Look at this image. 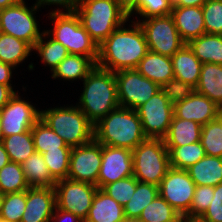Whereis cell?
I'll use <instances>...</instances> for the list:
<instances>
[{
	"label": "cell",
	"instance_id": "5bb4252c",
	"mask_svg": "<svg viewBox=\"0 0 222 222\" xmlns=\"http://www.w3.org/2000/svg\"><path fill=\"white\" fill-rule=\"evenodd\" d=\"M195 187L187 170L170 167L158 186V192L183 217L190 210Z\"/></svg>",
	"mask_w": 222,
	"mask_h": 222
},
{
	"label": "cell",
	"instance_id": "f546056e",
	"mask_svg": "<svg viewBox=\"0 0 222 222\" xmlns=\"http://www.w3.org/2000/svg\"><path fill=\"white\" fill-rule=\"evenodd\" d=\"M2 144L10 161L22 164L35 152L31 130L3 137Z\"/></svg>",
	"mask_w": 222,
	"mask_h": 222
},
{
	"label": "cell",
	"instance_id": "44dd1931",
	"mask_svg": "<svg viewBox=\"0 0 222 222\" xmlns=\"http://www.w3.org/2000/svg\"><path fill=\"white\" fill-rule=\"evenodd\" d=\"M182 40L187 44L190 40L205 34V20L202 7L173 6L170 13Z\"/></svg>",
	"mask_w": 222,
	"mask_h": 222
},
{
	"label": "cell",
	"instance_id": "ab89813d",
	"mask_svg": "<svg viewBox=\"0 0 222 222\" xmlns=\"http://www.w3.org/2000/svg\"><path fill=\"white\" fill-rule=\"evenodd\" d=\"M137 182L138 180L134 176H129L104 185L101 190L124 207L132 198L136 190Z\"/></svg>",
	"mask_w": 222,
	"mask_h": 222
},
{
	"label": "cell",
	"instance_id": "ffe728a7",
	"mask_svg": "<svg viewBox=\"0 0 222 222\" xmlns=\"http://www.w3.org/2000/svg\"><path fill=\"white\" fill-rule=\"evenodd\" d=\"M136 70L161 88L174 90L173 65L169 56L148 51L139 62Z\"/></svg>",
	"mask_w": 222,
	"mask_h": 222
},
{
	"label": "cell",
	"instance_id": "7bdbcfd3",
	"mask_svg": "<svg viewBox=\"0 0 222 222\" xmlns=\"http://www.w3.org/2000/svg\"><path fill=\"white\" fill-rule=\"evenodd\" d=\"M172 0H139L138 7L134 10L136 13L148 19L169 15L172 11Z\"/></svg>",
	"mask_w": 222,
	"mask_h": 222
},
{
	"label": "cell",
	"instance_id": "e575fe53",
	"mask_svg": "<svg viewBox=\"0 0 222 222\" xmlns=\"http://www.w3.org/2000/svg\"><path fill=\"white\" fill-rule=\"evenodd\" d=\"M181 215L159 194L144 208L140 217L141 222H180Z\"/></svg>",
	"mask_w": 222,
	"mask_h": 222
},
{
	"label": "cell",
	"instance_id": "ac0fdd59",
	"mask_svg": "<svg viewBox=\"0 0 222 222\" xmlns=\"http://www.w3.org/2000/svg\"><path fill=\"white\" fill-rule=\"evenodd\" d=\"M171 58L174 72V90H193L199 83L202 63L185 44Z\"/></svg>",
	"mask_w": 222,
	"mask_h": 222
},
{
	"label": "cell",
	"instance_id": "4316f807",
	"mask_svg": "<svg viewBox=\"0 0 222 222\" xmlns=\"http://www.w3.org/2000/svg\"><path fill=\"white\" fill-rule=\"evenodd\" d=\"M187 45L202 64L214 63L222 65V35L205 33L190 40Z\"/></svg>",
	"mask_w": 222,
	"mask_h": 222
},
{
	"label": "cell",
	"instance_id": "6da1fadb",
	"mask_svg": "<svg viewBox=\"0 0 222 222\" xmlns=\"http://www.w3.org/2000/svg\"><path fill=\"white\" fill-rule=\"evenodd\" d=\"M131 22V28L122 25L100 44L96 66L111 72L137 68L149 50L141 26Z\"/></svg>",
	"mask_w": 222,
	"mask_h": 222
},
{
	"label": "cell",
	"instance_id": "4dcf8cb0",
	"mask_svg": "<svg viewBox=\"0 0 222 222\" xmlns=\"http://www.w3.org/2000/svg\"><path fill=\"white\" fill-rule=\"evenodd\" d=\"M166 148L169 151L170 167L175 169L186 170L206 155L200 141L184 146H166Z\"/></svg>",
	"mask_w": 222,
	"mask_h": 222
},
{
	"label": "cell",
	"instance_id": "f6af8a7d",
	"mask_svg": "<svg viewBox=\"0 0 222 222\" xmlns=\"http://www.w3.org/2000/svg\"><path fill=\"white\" fill-rule=\"evenodd\" d=\"M51 4H56L57 6H62L64 10H53L51 13H74L76 12V9L79 7L81 4V0H37L35 5L37 8H40L42 5H51Z\"/></svg>",
	"mask_w": 222,
	"mask_h": 222
},
{
	"label": "cell",
	"instance_id": "74e56055",
	"mask_svg": "<svg viewBox=\"0 0 222 222\" xmlns=\"http://www.w3.org/2000/svg\"><path fill=\"white\" fill-rule=\"evenodd\" d=\"M71 150L72 148H59L42 153L45 164L56 181L68 177Z\"/></svg>",
	"mask_w": 222,
	"mask_h": 222
},
{
	"label": "cell",
	"instance_id": "b9f144b4",
	"mask_svg": "<svg viewBox=\"0 0 222 222\" xmlns=\"http://www.w3.org/2000/svg\"><path fill=\"white\" fill-rule=\"evenodd\" d=\"M213 197V186H196L190 210L185 216L201 217L209 207L211 201L213 200Z\"/></svg>",
	"mask_w": 222,
	"mask_h": 222
},
{
	"label": "cell",
	"instance_id": "cb8c5ba5",
	"mask_svg": "<svg viewBox=\"0 0 222 222\" xmlns=\"http://www.w3.org/2000/svg\"><path fill=\"white\" fill-rule=\"evenodd\" d=\"M196 186H213L222 183V158L205 155L186 169Z\"/></svg>",
	"mask_w": 222,
	"mask_h": 222
},
{
	"label": "cell",
	"instance_id": "7dc6e473",
	"mask_svg": "<svg viewBox=\"0 0 222 222\" xmlns=\"http://www.w3.org/2000/svg\"><path fill=\"white\" fill-rule=\"evenodd\" d=\"M13 69L15 68L12 65L0 61V84L12 85L10 79Z\"/></svg>",
	"mask_w": 222,
	"mask_h": 222
},
{
	"label": "cell",
	"instance_id": "c3c4849f",
	"mask_svg": "<svg viewBox=\"0 0 222 222\" xmlns=\"http://www.w3.org/2000/svg\"><path fill=\"white\" fill-rule=\"evenodd\" d=\"M15 93L16 91L13 90L11 85L0 84V110L9 102Z\"/></svg>",
	"mask_w": 222,
	"mask_h": 222
},
{
	"label": "cell",
	"instance_id": "bcb514c9",
	"mask_svg": "<svg viewBox=\"0 0 222 222\" xmlns=\"http://www.w3.org/2000/svg\"><path fill=\"white\" fill-rule=\"evenodd\" d=\"M84 222L82 219H80L75 214H72L68 211H64L62 209H59L55 207V210L53 212L52 218L50 219V222Z\"/></svg>",
	"mask_w": 222,
	"mask_h": 222
},
{
	"label": "cell",
	"instance_id": "5b68a950",
	"mask_svg": "<svg viewBox=\"0 0 222 222\" xmlns=\"http://www.w3.org/2000/svg\"><path fill=\"white\" fill-rule=\"evenodd\" d=\"M40 119L71 148L94 139V124L77 106L40 111Z\"/></svg>",
	"mask_w": 222,
	"mask_h": 222
},
{
	"label": "cell",
	"instance_id": "f907efd6",
	"mask_svg": "<svg viewBox=\"0 0 222 222\" xmlns=\"http://www.w3.org/2000/svg\"><path fill=\"white\" fill-rule=\"evenodd\" d=\"M207 0H172L173 6L179 7H202Z\"/></svg>",
	"mask_w": 222,
	"mask_h": 222
},
{
	"label": "cell",
	"instance_id": "52a82bcc",
	"mask_svg": "<svg viewBox=\"0 0 222 222\" xmlns=\"http://www.w3.org/2000/svg\"><path fill=\"white\" fill-rule=\"evenodd\" d=\"M49 15L54 27L52 31L46 30V32L65 46L69 54L88 56L97 63L99 46L86 32L79 16L75 12L51 13Z\"/></svg>",
	"mask_w": 222,
	"mask_h": 222
},
{
	"label": "cell",
	"instance_id": "8d00e7d4",
	"mask_svg": "<svg viewBox=\"0 0 222 222\" xmlns=\"http://www.w3.org/2000/svg\"><path fill=\"white\" fill-rule=\"evenodd\" d=\"M200 142L207 156L222 158V113L215 120L202 125Z\"/></svg>",
	"mask_w": 222,
	"mask_h": 222
},
{
	"label": "cell",
	"instance_id": "816d5d0a",
	"mask_svg": "<svg viewBox=\"0 0 222 222\" xmlns=\"http://www.w3.org/2000/svg\"><path fill=\"white\" fill-rule=\"evenodd\" d=\"M10 161L8 154L3 146L2 143H0V169L5 166Z\"/></svg>",
	"mask_w": 222,
	"mask_h": 222
},
{
	"label": "cell",
	"instance_id": "db71d44e",
	"mask_svg": "<svg viewBox=\"0 0 222 222\" xmlns=\"http://www.w3.org/2000/svg\"><path fill=\"white\" fill-rule=\"evenodd\" d=\"M180 222H205L200 217H189V216H183L181 217Z\"/></svg>",
	"mask_w": 222,
	"mask_h": 222
},
{
	"label": "cell",
	"instance_id": "ee69618b",
	"mask_svg": "<svg viewBox=\"0 0 222 222\" xmlns=\"http://www.w3.org/2000/svg\"><path fill=\"white\" fill-rule=\"evenodd\" d=\"M200 218L205 222H222V183L214 187L213 200Z\"/></svg>",
	"mask_w": 222,
	"mask_h": 222
},
{
	"label": "cell",
	"instance_id": "11a10c76",
	"mask_svg": "<svg viewBox=\"0 0 222 222\" xmlns=\"http://www.w3.org/2000/svg\"><path fill=\"white\" fill-rule=\"evenodd\" d=\"M4 196H5V194H3V193L0 191V212H1V207H2V204H3Z\"/></svg>",
	"mask_w": 222,
	"mask_h": 222
},
{
	"label": "cell",
	"instance_id": "603a6c76",
	"mask_svg": "<svg viewBox=\"0 0 222 222\" xmlns=\"http://www.w3.org/2000/svg\"><path fill=\"white\" fill-rule=\"evenodd\" d=\"M194 90L222 109V65L203 63L199 83Z\"/></svg>",
	"mask_w": 222,
	"mask_h": 222
},
{
	"label": "cell",
	"instance_id": "277c9868",
	"mask_svg": "<svg viewBox=\"0 0 222 222\" xmlns=\"http://www.w3.org/2000/svg\"><path fill=\"white\" fill-rule=\"evenodd\" d=\"M75 13L79 16L86 32L98 46L115 29L129 21L128 15L115 0H81Z\"/></svg>",
	"mask_w": 222,
	"mask_h": 222
},
{
	"label": "cell",
	"instance_id": "681fc988",
	"mask_svg": "<svg viewBox=\"0 0 222 222\" xmlns=\"http://www.w3.org/2000/svg\"><path fill=\"white\" fill-rule=\"evenodd\" d=\"M119 7L131 17L134 10L138 7L139 0H115Z\"/></svg>",
	"mask_w": 222,
	"mask_h": 222
},
{
	"label": "cell",
	"instance_id": "836d02e7",
	"mask_svg": "<svg viewBox=\"0 0 222 222\" xmlns=\"http://www.w3.org/2000/svg\"><path fill=\"white\" fill-rule=\"evenodd\" d=\"M46 36L47 38L50 37L47 42L43 40V38L46 39ZM33 50L38 52L45 65L51 67L52 72L69 55L67 48L54 40L46 31L43 32L41 38L34 45Z\"/></svg>",
	"mask_w": 222,
	"mask_h": 222
},
{
	"label": "cell",
	"instance_id": "6f0895ef",
	"mask_svg": "<svg viewBox=\"0 0 222 222\" xmlns=\"http://www.w3.org/2000/svg\"><path fill=\"white\" fill-rule=\"evenodd\" d=\"M124 222H141L138 219H126Z\"/></svg>",
	"mask_w": 222,
	"mask_h": 222
},
{
	"label": "cell",
	"instance_id": "9f6ffc18",
	"mask_svg": "<svg viewBox=\"0 0 222 222\" xmlns=\"http://www.w3.org/2000/svg\"><path fill=\"white\" fill-rule=\"evenodd\" d=\"M2 139H3V133H2L1 119H0V143H2Z\"/></svg>",
	"mask_w": 222,
	"mask_h": 222
},
{
	"label": "cell",
	"instance_id": "30bf717a",
	"mask_svg": "<svg viewBox=\"0 0 222 222\" xmlns=\"http://www.w3.org/2000/svg\"><path fill=\"white\" fill-rule=\"evenodd\" d=\"M37 9L35 5L29 8L23 0L0 10V32L23 40L33 48L44 32L40 33L34 16Z\"/></svg>",
	"mask_w": 222,
	"mask_h": 222
},
{
	"label": "cell",
	"instance_id": "9a60e30c",
	"mask_svg": "<svg viewBox=\"0 0 222 222\" xmlns=\"http://www.w3.org/2000/svg\"><path fill=\"white\" fill-rule=\"evenodd\" d=\"M102 163V144L95 139L87 144L72 147L67 179L97 186Z\"/></svg>",
	"mask_w": 222,
	"mask_h": 222
},
{
	"label": "cell",
	"instance_id": "484cf974",
	"mask_svg": "<svg viewBox=\"0 0 222 222\" xmlns=\"http://www.w3.org/2000/svg\"><path fill=\"white\" fill-rule=\"evenodd\" d=\"M96 63L88 56L69 54L52 72V78L66 80L85 79Z\"/></svg>",
	"mask_w": 222,
	"mask_h": 222
},
{
	"label": "cell",
	"instance_id": "3957f363",
	"mask_svg": "<svg viewBox=\"0 0 222 222\" xmlns=\"http://www.w3.org/2000/svg\"><path fill=\"white\" fill-rule=\"evenodd\" d=\"M147 137L137 111L118 107L94 125V139L102 145L133 150Z\"/></svg>",
	"mask_w": 222,
	"mask_h": 222
},
{
	"label": "cell",
	"instance_id": "d590c367",
	"mask_svg": "<svg viewBox=\"0 0 222 222\" xmlns=\"http://www.w3.org/2000/svg\"><path fill=\"white\" fill-rule=\"evenodd\" d=\"M29 187L22 164L9 161L0 169V191L3 194L22 192Z\"/></svg>",
	"mask_w": 222,
	"mask_h": 222
},
{
	"label": "cell",
	"instance_id": "7a4b0ae2",
	"mask_svg": "<svg viewBox=\"0 0 222 222\" xmlns=\"http://www.w3.org/2000/svg\"><path fill=\"white\" fill-rule=\"evenodd\" d=\"M82 81L84 88L77 107L94 125L120 107L115 72L95 66Z\"/></svg>",
	"mask_w": 222,
	"mask_h": 222
},
{
	"label": "cell",
	"instance_id": "4fadbf2b",
	"mask_svg": "<svg viewBox=\"0 0 222 222\" xmlns=\"http://www.w3.org/2000/svg\"><path fill=\"white\" fill-rule=\"evenodd\" d=\"M174 115L179 119L191 120L201 126L218 118L222 109L208 97L193 90L175 91Z\"/></svg>",
	"mask_w": 222,
	"mask_h": 222
},
{
	"label": "cell",
	"instance_id": "8992f818",
	"mask_svg": "<svg viewBox=\"0 0 222 222\" xmlns=\"http://www.w3.org/2000/svg\"><path fill=\"white\" fill-rule=\"evenodd\" d=\"M133 176L142 183L161 184L170 168L169 151L164 140L146 138L132 150Z\"/></svg>",
	"mask_w": 222,
	"mask_h": 222
},
{
	"label": "cell",
	"instance_id": "d6a6232c",
	"mask_svg": "<svg viewBox=\"0 0 222 222\" xmlns=\"http://www.w3.org/2000/svg\"><path fill=\"white\" fill-rule=\"evenodd\" d=\"M31 133L33 136L35 152L42 154L49 150L71 148L41 119H39L32 127Z\"/></svg>",
	"mask_w": 222,
	"mask_h": 222
},
{
	"label": "cell",
	"instance_id": "9c48e42d",
	"mask_svg": "<svg viewBox=\"0 0 222 222\" xmlns=\"http://www.w3.org/2000/svg\"><path fill=\"white\" fill-rule=\"evenodd\" d=\"M136 22L144 32L148 50L151 52L172 57L186 44L178 33L170 14Z\"/></svg>",
	"mask_w": 222,
	"mask_h": 222
},
{
	"label": "cell",
	"instance_id": "2e32d148",
	"mask_svg": "<svg viewBox=\"0 0 222 222\" xmlns=\"http://www.w3.org/2000/svg\"><path fill=\"white\" fill-rule=\"evenodd\" d=\"M3 137L31 130L40 119V110L18 95V91L0 110Z\"/></svg>",
	"mask_w": 222,
	"mask_h": 222
},
{
	"label": "cell",
	"instance_id": "1f68e13d",
	"mask_svg": "<svg viewBox=\"0 0 222 222\" xmlns=\"http://www.w3.org/2000/svg\"><path fill=\"white\" fill-rule=\"evenodd\" d=\"M158 194V186L138 181L132 198L124 206L125 218L138 219L144 208L147 207Z\"/></svg>",
	"mask_w": 222,
	"mask_h": 222
},
{
	"label": "cell",
	"instance_id": "d4e9b609",
	"mask_svg": "<svg viewBox=\"0 0 222 222\" xmlns=\"http://www.w3.org/2000/svg\"><path fill=\"white\" fill-rule=\"evenodd\" d=\"M202 126L191 120L179 119L175 115L163 138L165 146H184L200 141Z\"/></svg>",
	"mask_w": 222,
	"mask_h": 222
},
{
	"label": "cell",
	"instance_id": "8fae6325",
	"mask_svg": "<svg viewBox=\"0 0 222 222\" xmlns=\"http://www.w3.org/2000/svg\"><path fill=\"white\" fill-rule=\"evenodd\" d=\"M118 101L120 107L137 110L146 103L161 87L141 75L136 69L115 72Z\"/></svg>",
	"mask_w": 222,
	"mask_h": 222
},
{
	"label": "cell",
	"instance_id": "83f0119b",
	"mask_svg": "<svg viewBox=\"0 0 222 222\" xmlns=\"http://www.w3.org/2000/svg\"><path fill=\"white\" fill-rule=\"evenodd\" d=\"M26 182L30 187H54L56 180L51 176L41 153L34 152L23 163Z\"/></svg>",
	"mask_w": 222,
	"mask_h": 222
},
{
	"label": "cell",
	"instance_id": "d6986e66",
	"mask_svg": "<svg viewBox=\"0 0 222 222\" xmlns=\"http://www.w3.org/2000/svg\"><path fill=\"white\" fill-rule=\"evenodd\" d=\"M56 207L54 187H29L21 222H50Z\"/></svg>",
	"mask_w": 222,
	"mask_h": 222
},
{
	"label": "cell",
	"instance_id": "60d3db41",
	"mask_svg": "<svg viewBox=\"0 0 222 222\" xmlns=\"http://www.w3.org/2000/svg\"><path fill=\"white\" fill-rule=\"evenodd\" d=\"M205 33L222 35V0H207L202 6Z\"/></svg>",
	"mask_w": 222,
	"mask_h": 222
},
{
	"label": "cell",
	"instance_id": "7402d4cb",
	"mask_svg": "<svg viewBox=\"0 0 222 222\" xmlns=\"http://www.w3.org/2000/svg\"><path fill=\"white\" fill-rule=\"evenodd\" d=\"M124 207L101 189H97L84 222H124Z\"/></svg>",
	"mask_w": 222,
	"mask_h": 222
},
{
	"label": "cell",
	"instance_id": "f1b7e54d",
	"mask_svg": "<svg viewBox=\"0 0 222 222\" xmlns=\"http://www.w3.org/2000/svg\"><path fill=\"white\" fill-rule=\"evenodd\" d=\"M33 48L25 41L0 32V61L12 65L14 68L22 63Z\"/></svg>",
	"mask_w": 222,
	"mask_h": 222
},
{
	"label": "cell",
	"instance_id": "e0dca14e",
	"mask_svg": "<svg viewBox=\"0 0 222 222\" xmlns=\"http://www.w3.org/2000/svg\"><path fill=\"white\" fill-rule=\"evenodd\" d=\"M133 176L132 150L102 145V163L97 178V187Z\"/></svg>",
	"mask_w": 222,
	"mask_h": 222
},
{
	"label": "cell",
	"instance_id": "7c38bea8",
	"mask_svg": "<svg viewBox=\"0 0 222 222\" xmlns=\"http://www.w3.org/2000/svg\"><path fill=\"white\" fill-rule=\"evenodd\" d=\"M54 189L56 207L75 214L85 221L98 187L86 182L62 179L56 182Z\"/></svg>",
	"mask_w": 222,
	"mask_h": 222
},
{
	"label": "cell",
	"instance_id": "ba28073f",
	"mask_svg": "<svg viewBox=\"0 0 222 222\" xmlns=\"http://www.w3.org/2000/svg\"><path fill=\"white\" fill-rule=\"evenodd\" d=\"M174 94L173 89L161 88L136 110L147 138L163 139L167 135L174 116Z\"/></svg>",
	"mask_w": 222,
	"mask_h": 222
},
{
	"label": "cell",
	"instance_id": "f35d334b",
	"mask_svg": "<svg viewBox=\"0 0 222 222\" xmlns=\"http://www.w3.org/2000/svg\"><path fill=\"white\" fill-rule=\"evenodd\" d=\"M26 208V190L5 194L0 212V220L4 222H21Z\"/></svg>",
	"mask_w": 222,
	"mask_h": 222
},
{
	"label": "cell",
	"instance_id": "f5cc1de1",
	"mask_svg": "<svg viewBox=\"0 0 222 222\" xmlns=\"http://www.w3.org/2000/svg\"><path fill=\"white\" fill-rule=\"evenodd\" d=\"M22 1L23 0H0V10L4 9L6 7L16 5Z\"/></svg>",
	"mask_w": 222,
	"mask_h": 222
}]
</instances>
